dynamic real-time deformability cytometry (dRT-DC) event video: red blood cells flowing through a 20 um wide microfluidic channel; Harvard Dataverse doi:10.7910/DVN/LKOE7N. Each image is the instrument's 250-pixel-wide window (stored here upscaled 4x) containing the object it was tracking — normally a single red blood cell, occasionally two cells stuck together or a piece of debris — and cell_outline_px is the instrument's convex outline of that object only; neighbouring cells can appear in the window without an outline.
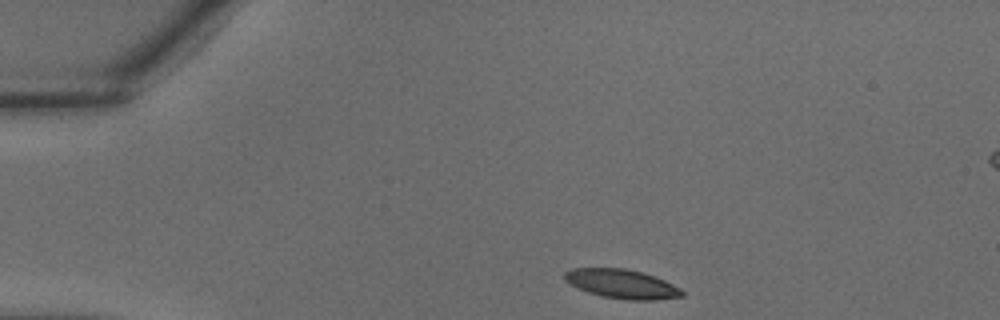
{"species": "common noctule bat (a hibernating species)", "species_latin": "Nyctalus noctula", "temperature_condition": "warm", "stored_images_in_passage": 31, "camera_frame_rate_fps": 3000, "um_per_image_px": 0.085, "animal": {"sex": "male", "body_mass_g": 18.8}, "frame": {"image": 1, "passage_image": 1, "time_ms": 0.0, "image_size_px": [1000, 320], "cell_outline_px": [[684, 296], [652, 300], [628, 300], [604, 296], [588, 292], [564, 280], [564, 272], [572, 268], [624, 268], [640, 272], [664, 280], [680, 288], [684, 292]], "centroid_in_image_um": [52.86, 24.13], "position_along_channel_um": 32.1, "area_um2": 19.59}}
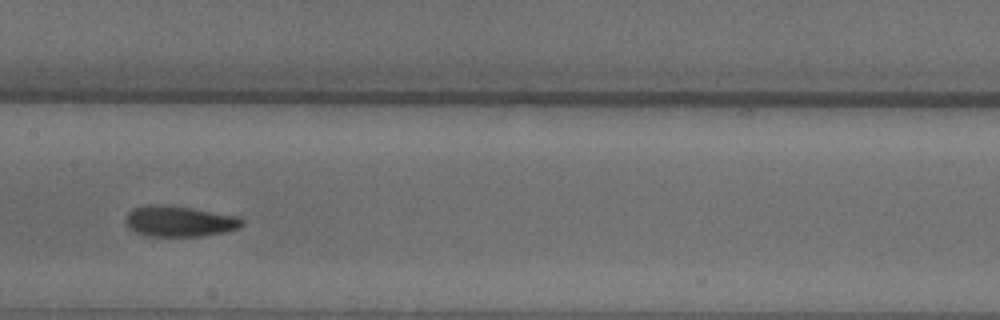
{"frame": {"image": 2, "passage_image": 13, "time_ms": 4.0, "image_size_px": [1000, 320], "cell_outline_px": [[244, 224], [240, 228], [224, 232], [200, 236], [144, 236], [128, 228], [124, 220], [128, 212], [132, 208], [148, 204], [160, 204], [188, 208], [236, 216], [244, 220]], "centroid_in_image_um": [15.19, 18.81], "position_along_channel_um": 192.2, "area_um2": 20.87}}
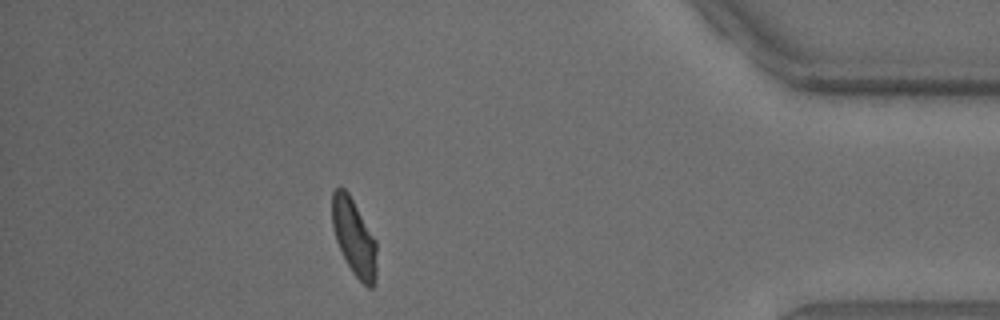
{"frame": {"image": 3, "passage_image": 27, "time_ms": 8.667, "image_size_px": [1000, 320], "cell_outline_px": [[376, 284], [372, 288], [368, 288], [352, 272], [336, 240], [332, 224], [332, 192], [340, 184], [348, 192], [376, 240]], "centroid_in_image_um": [30.1, 20.16], "position_along_channel_um": 405.1, "area_um2": 19.83}}